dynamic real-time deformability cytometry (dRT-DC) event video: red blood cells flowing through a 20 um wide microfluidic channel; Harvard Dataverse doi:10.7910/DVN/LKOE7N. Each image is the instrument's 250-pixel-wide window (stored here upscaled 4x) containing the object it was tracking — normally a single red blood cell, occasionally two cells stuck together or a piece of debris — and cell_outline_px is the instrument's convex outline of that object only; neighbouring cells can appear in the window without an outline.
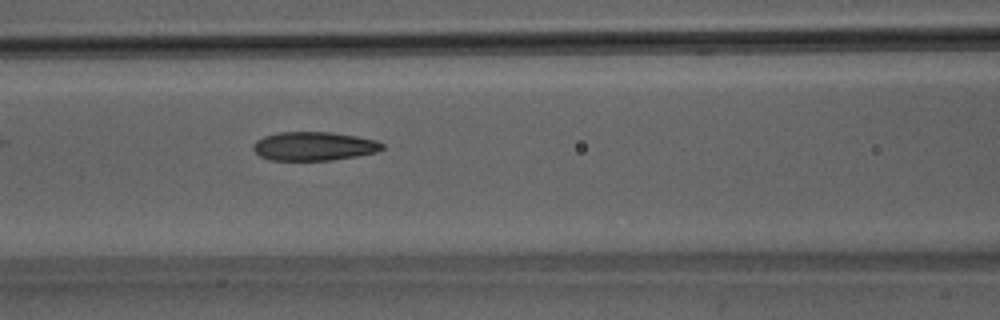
{"species": "Egyptian fruit bat (a non-hibernating species)", "species_latin": "Rousettus aegyptiacus", "temperature_condition": "room temperature", "stored_images_in_passage": 51, "camera_frame_rate_fps": 3000, "um_per_image_px": 0.085, "animal": {"sex": "male"}, "frame": {"image": 1, "passage_image": 22, "time_ms": 7.0, "image_size_px": [1000, 320], "cell_outline_px": [[384, 148], [376, 152], [356, 156], [332, 160], [268, 160], [260, 156], [252, 148], [252, 144], [256, 140], [264, 136], [280, 132], [332, 132], [356, 136], [376, 140], [384, 144]], "centroid_in_image_um": [26.67, 12.42], "position_along_channel_um": 139.9, "area_um2": 21.68}}
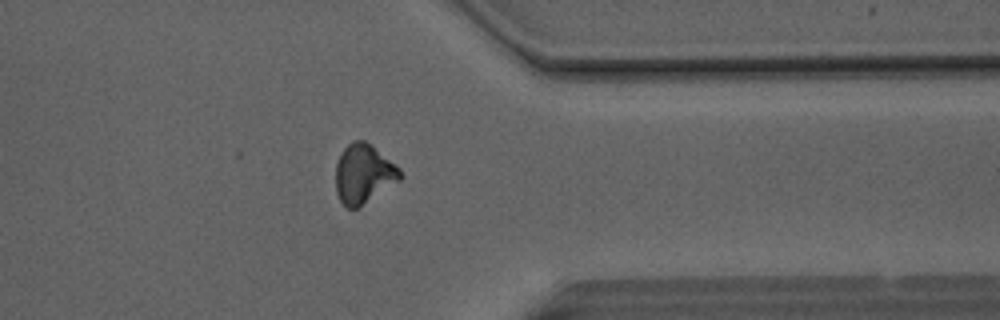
{"frame": {"image": 2, "passage_image": 40, "time_ms": 13.0, "image_size_px": [1000, 320], "cell_outline_px": [[400, 180], [356, 208], [348, 208], [340, 200], [336, 192], [336, 164], [344, 148], [352, 140], [364, 140], [372, 144], [396, 164], [400, 168]], "centroid_in_image_um": [30.9, 14.74], "position_along_channel_um": 380.5, "area_um2": 21.96}}
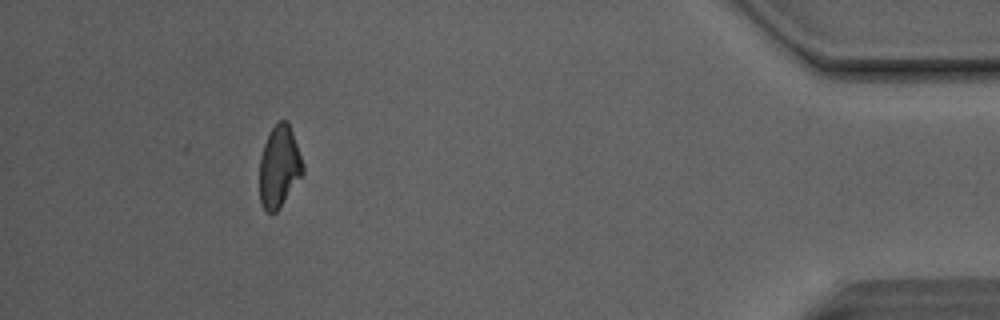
{"frame": {"image": 3, "passage_image": 46, "time_ms": 15.0, "image_size_px": [1000, 320], "cell_outline_px": [[304, 172], [280, 208], [276, 212], [268, 212], [264, 208], [260, 200], [260, 156], [264, 144], [272, 128], [280, 120], [288, 120], [304, 164]], "centroid_in_image_um": [23.74, 14.16], "position_along_channel_um": 411.5, "area_um2": 20.52}, "authors_computed_cell_mechanics": {"area_um2": 21.8484, "velocity_mm_per_s": 4.1399, "shape_relaxation_time_tau1_ms": 11.3694, "shape_relaxation_time_tau2_ms": 2.875, "deformation_change_tau1": 0.243, "deformation_change_tau2": 0.0978}}